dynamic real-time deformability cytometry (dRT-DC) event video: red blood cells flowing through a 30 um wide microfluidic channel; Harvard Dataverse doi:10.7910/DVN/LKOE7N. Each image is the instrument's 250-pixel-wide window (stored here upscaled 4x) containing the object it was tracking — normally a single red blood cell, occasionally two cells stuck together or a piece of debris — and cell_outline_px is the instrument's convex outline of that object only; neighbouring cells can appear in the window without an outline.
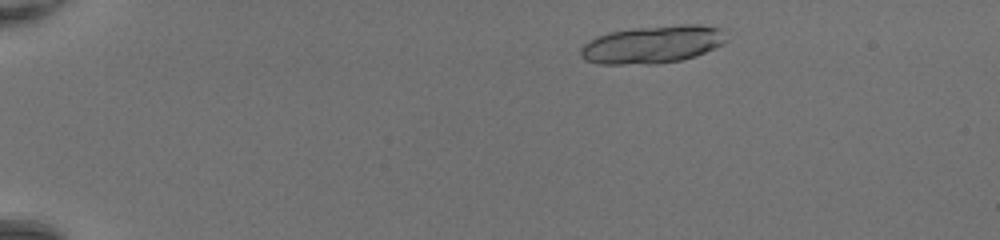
{"species": "common noctule bat (a hibernating species)", "species_latin": "Nyctalus noctula", "temperature_condition": "room temperature", "stored_images_in_passage": 17, "camera_frame_rate_fps": 3000, "um_per_image_px": 0.085, "animal": {"sex": "female", "body_mass_g": 20.0, "forearm_length_mm": 54.0}, "frame": {"image": 1, "passage_image": 5, "time_ms": 1.333, "image_size_px": [1000, 240], "cell_outline_px": [[728, 40], [724, 44], [696, 56], [680, 60], [656, 64], [596, 64], [584, 60], [580, 56], [580, 48], [588, 40], [596, 36], [608, 32], [632, 28], [680, 24], [696, 24], [720, 28]], "centroid_in_image_um": [55.43, 3.78], "position_along_channel_um": 29.6, "area_um2": 32.43}}